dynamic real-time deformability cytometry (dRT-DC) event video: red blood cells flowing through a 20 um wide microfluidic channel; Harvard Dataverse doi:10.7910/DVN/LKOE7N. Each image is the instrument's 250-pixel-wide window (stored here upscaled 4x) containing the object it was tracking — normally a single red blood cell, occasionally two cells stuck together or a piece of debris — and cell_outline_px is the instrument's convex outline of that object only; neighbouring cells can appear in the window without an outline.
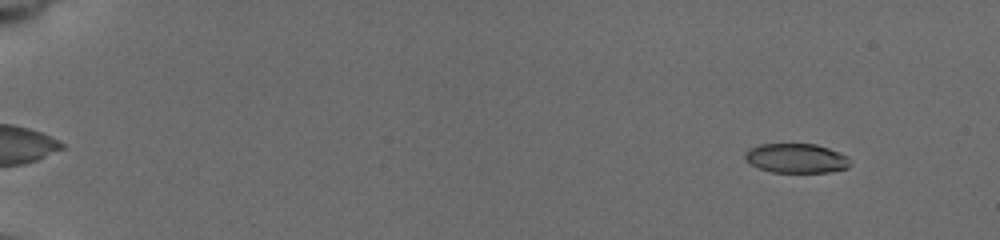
{"species": "common noctule bat (a hibernating species)", "species_latin": "Nyctalus noctula", "temperature_condition": "cold", "stored_images_in_passage": 84, "camera_frame_rate_fps": 3000, "um_per_image_px": 0.085, "animal": {"sex": "female", "body_mass_g": 19.5, "forearm_length_mm": 54.1}, "frame": {"image": 1, "passage_image": 10, "time_ms": 1.667, "image_size_px": [1000, 240], "cell_outline_px": [[852, 164], [848, 168], [828, 172], [772, 172], [760, 168], [752, 164], [744, 156], [744, 152], [748, 148], [760, 144], [816, 144], [840, 152], [848, 156], [852, 160]], "centroid_in_image_um": [67.73, 13.44], "position_along_channel_um": 17.3, "area_um2": 18.15}}
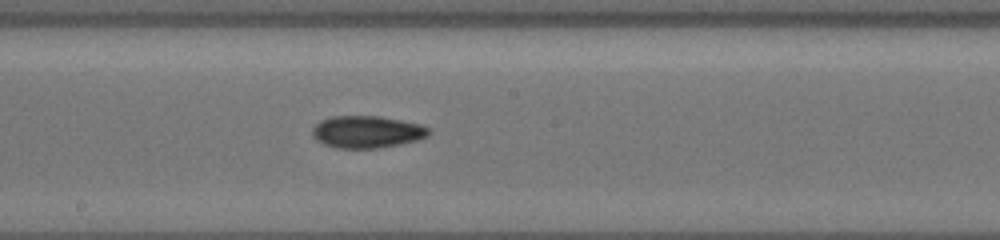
{"frame": {"image": 2, "passage_image": 62, "time_ms": 11.0, "image_size_px": [1000, 240], "cell_outline_px": [[432, 132], [428, 136], [416, 140], [400, 144], [376, 148], [336, 148], [324, 144], [316, 140], [312, 136], [312, 128], [320, 120], [332, 116], [380, 116], [420, 124], [428, 128]], "centroid_in_image_um": [31.17, 11.2], "position_along_channel_um": 217.0, "area_um2": 21.85}}
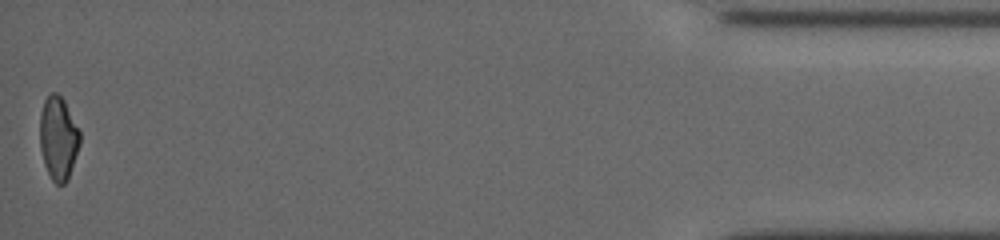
{"frame": {"image": 3, "passage_image": 84, "time_ms": 18.667, "image_size_px": [1000, 240], "cell_outline_px": [[80, 144], [68, 180], [64, 184], [56, 184], [52, 180], [44, 164], [40, 148], [40, 112], [44, 100], [52, 92], [56, 92], [64, 100], [80, 128]], "centroid_in_image_um": [4.97, 11.73], "position_along_channel_um": 430.2, "area_um2": 19.65}, "authors_computed_cell_mechanics": {"area_um2": 20.0855, "velocity_mm_per_s": 3.7836, "shape_relaxation_time_tau1_ms": 5.0689, "shape_relaxation_time_tau2_ms": 5.4619, "deformation_change_tau1": 0.1455, "deformation_change_tau2": 0.1084}}